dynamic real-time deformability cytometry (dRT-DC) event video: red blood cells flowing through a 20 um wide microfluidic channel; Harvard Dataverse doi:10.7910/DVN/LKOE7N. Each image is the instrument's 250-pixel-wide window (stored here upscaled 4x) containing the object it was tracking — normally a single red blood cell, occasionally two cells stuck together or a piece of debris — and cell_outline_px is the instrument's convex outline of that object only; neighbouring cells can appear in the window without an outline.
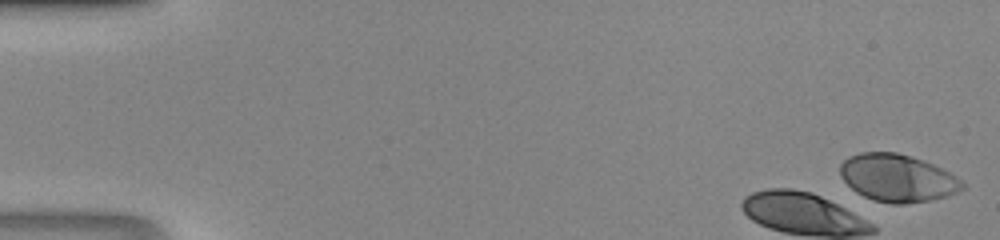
{"species": "human", "species_latin": "Homo sapiens", "temperature_condition": "room temperature", "stored_images_in_passage": 11, "camera_frame_rate_fps": 3000, "um_per_image_px": 0.085, "donor": {"sex": "male"}, "frame": {"image": 1, "passage_image": 1, "time_ms": 0.0, "image_size_px": [1000, 240], "cell_outline_px": [[964, 188], [956, 192], [944, 196], [928, 200], [904, 204], [892, 204], [876, 200], [864, 196], [856, 192], [844, 180], [840, 172], [840, 164], [848, 156], [860, 152], [896, 152], [912, 156], [924, 160], [948, 172], [960, 180], [964, 184]], "centroid_in_image_um": [76.25, 15.11], "position_along_channel_um": 8.7, "area_um2": 33.41}}